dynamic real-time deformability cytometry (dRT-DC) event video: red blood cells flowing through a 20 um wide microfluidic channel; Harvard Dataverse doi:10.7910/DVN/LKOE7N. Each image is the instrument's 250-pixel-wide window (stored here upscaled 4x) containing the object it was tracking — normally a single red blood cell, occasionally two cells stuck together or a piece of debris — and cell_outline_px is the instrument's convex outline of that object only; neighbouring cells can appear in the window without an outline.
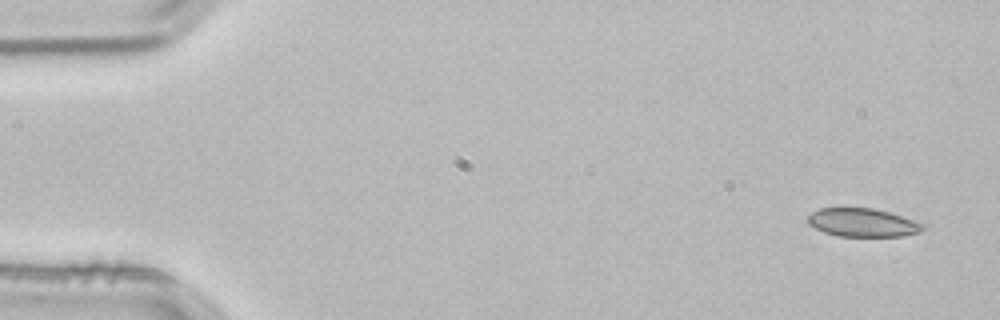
{"species": "common noctule bat (a hibernating species)", "species_latin": "Nyctalus noctula", "temperature_condition": "room temperature", "stored_images_in_passage": 3, "camera_frame_rate_fps": 3000, "um_per_image_px": 0.085, "animal": {"sex": "male", "body_mass_g": 21.5, "forearm_length_mm": 52.0}, "frame": {"image": 1, "passage_image": 1, "time_ms": 0.0, "image_size_px": [1000, 320], "cell_outline_px": [[924, 228], [920, 232], [900, 236], [840, 236], [824, 232], [808, 224], [808, 216], [812, 212], [820, 208], [872, 208], [888, 212], [924, 224]], "centroid_in_image_um": [73.3, 18.92], "position_along_channel_um": 11.7, "area_um2": 18.73}}
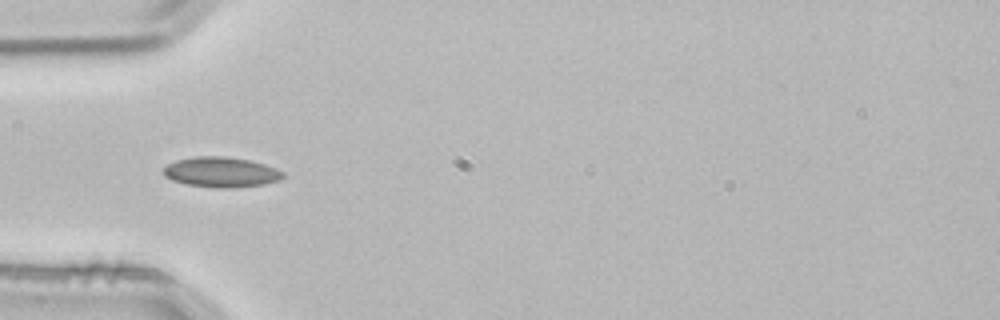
{"frame": {"image": 2, "passage_image": 3, "time_ms": 0.667, "image_size_px": [1000, 320], "cell_outline_px": [[284, 176], [280, 180], [264, 184], [232, 188], [220, 188], [188, 184], [172, 180], [164, 176], [164, 168], [168, 164], [176, 160], [196, 156], [224, 156], [248, 160], [264, 164], [276, 168], [284, 172]], "centroid_in_image_um": [18.81, 14.63], "position_along_channel_um": 66.2, "area_um2": 20.92}}